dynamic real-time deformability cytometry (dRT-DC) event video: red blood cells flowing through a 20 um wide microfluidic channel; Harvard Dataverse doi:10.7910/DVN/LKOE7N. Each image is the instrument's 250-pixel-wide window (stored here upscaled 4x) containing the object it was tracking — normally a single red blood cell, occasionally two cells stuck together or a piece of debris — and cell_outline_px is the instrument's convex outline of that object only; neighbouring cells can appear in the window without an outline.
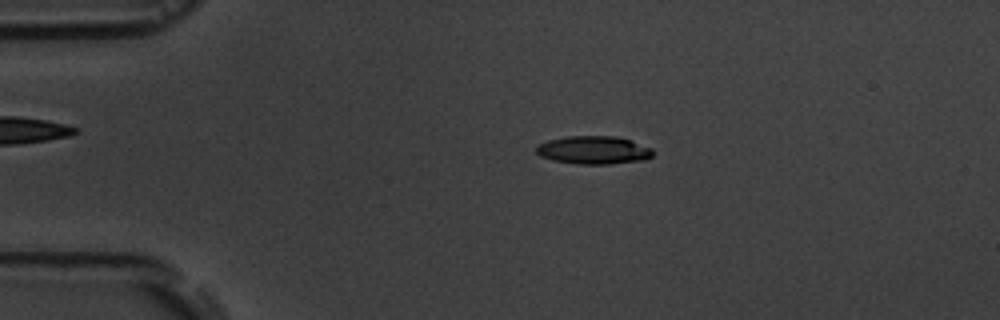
{"species": "common noctule bat (a hibernating species)", "species_latin": "Nyctalus noctula", "temperature_condition": "room temperature", "stored_images_in_passage": 46, "camera_frame_rate_fps": 3000, "um_per_image_px": 0.085, "animal": {"sex": "male", "body_mass_g": 19.5, "forearm_length_mm": 54.6}, "frame": {"image": 1, "passage_image": 2, "time_ms": 0.333, "image_size_px": [1000, 320], "cell_outline_px": [[652, 156], [644, 160], [608, 164], [576, 164], [552, 160], [540, 156], [536, 152], [536, 148], [540, 144], [548, 140], [568, 136], [616, 136], [652, 148]], "centroid_in_image_um": [50.44, 12.76], "position_along_channel_um": 34.6, "area_um2": 18.96}}
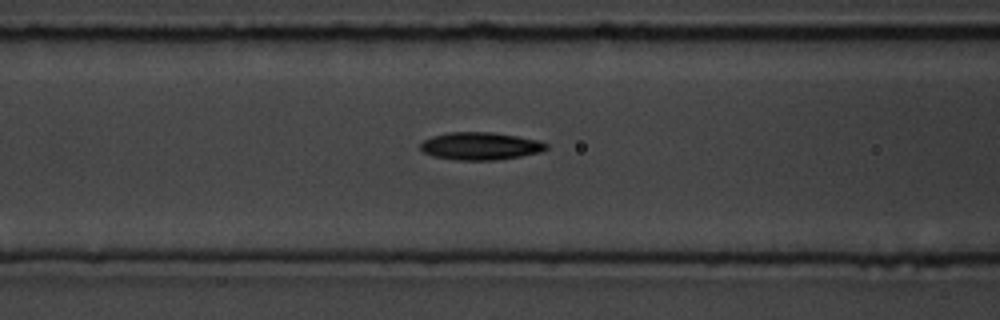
{"frame": {"image": 2, "passage_image": 13, "time_ms": 4.0, "image_size_px": [1000, 320], "cell_outline_px": [[548, 148], [540, 152], [520, 156], [496, 160], [456, 160], [432, 156], [424, 152], [420, 148], [420, 144], [424, 140], [432, 136], [448, 132], [488, 132], [516, 136], [536, 140], [548, 144]], "centroid_in_image_um": [40.8, 12.42], "position_along_channel_um": 125.8, "area_um2": 20.11}}
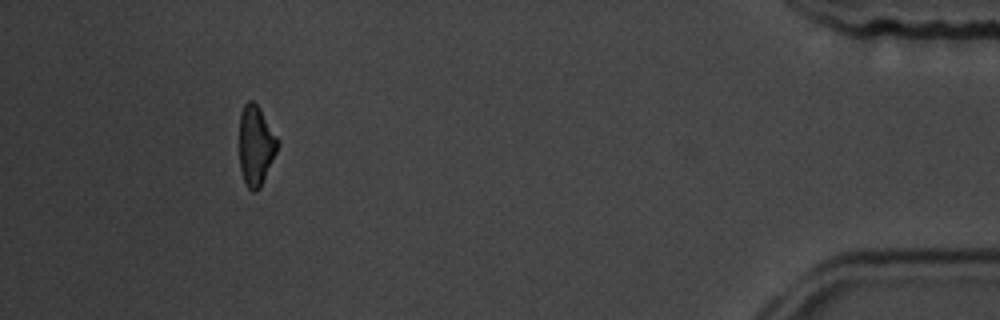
{"frame": {"image": 3, "passage_image": 42, "time_ms": 13.667, "image_size_px": [1000, 320], "cell_outline_px": [[280, 144], [260, 188], [256, 192], [252, 192], [248, 188], [244, 180], [240, 168], [240, 112], [244, 104], [248, 100], [252, 100], [260, 108], [280, 140]], "centroid_in_image_um": [21.76, 12.35], "position_along_channel_um": 413.4, "area_um2": 17.98}, "authors_computed_cell_mechanics": {"area_um2": 19.2185, "velocity_mm_per_s": 3.6399, "shape_relaxation_time_tau1_ms": 2.8419, "shape_relaxation_time_tau2_ms": 5.9596, "deformation_change_tau1": 0.1326, "deformation_change_tau2": 0.1316}}